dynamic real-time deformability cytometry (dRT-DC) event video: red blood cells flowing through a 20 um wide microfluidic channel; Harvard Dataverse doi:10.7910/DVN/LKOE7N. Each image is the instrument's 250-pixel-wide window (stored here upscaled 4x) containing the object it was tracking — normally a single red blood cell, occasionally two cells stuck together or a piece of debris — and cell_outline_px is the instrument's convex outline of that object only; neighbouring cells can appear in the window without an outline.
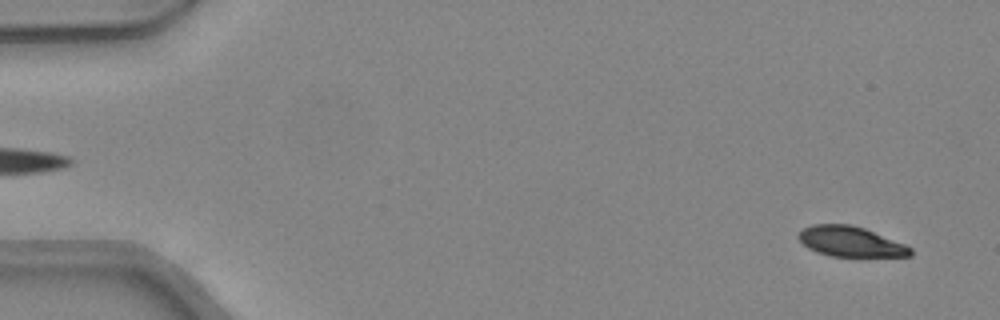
{"species": "common noctule bat (a hibernating species)", "species_latin": "Nyctalus noctula", "temperature_condition": "warm", "stored_images_in_passage": 47, "camera_frame_rate_fps": 3000, "um_per_image_px": 0.085, "animal": {"sex": "female", "body_mass_g": 24.6, "forearm_length_mm": 56.2}, "frame": {"image": 1, "passage_image": 2, "time_ms": 0.333, "image_size_px": [1000, 320], "cell_outline_px": [[912, 256], [832, 256], [816, 252], [808, 248], [796, 236], [804, 228], [812, 224], [848, 224], [864, 228], [904, 244], [912, 248]], "centroid_in_image_um": [72.28, 20.53], "position_along_channel_um": 12.7, "area_um2": 19.48}}
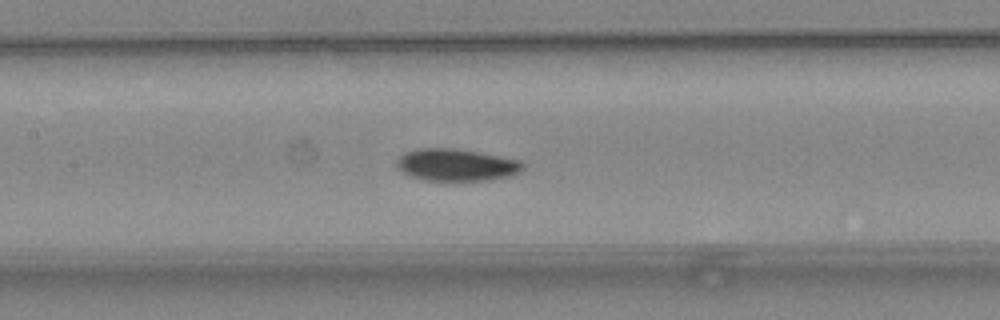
{"frame": {"image": 2, "passage_image": 22, "time_ms": 7.0, "image_size_px": [1000, 320], "cell_outline_px": [[524, 168], [520, 172], [508, 176], [488, 180], [424, 180], [412, 176], [396, 168], [396, 160], [404, 152], [416, 148], [456, 148], [500, 156], [520, 160], [524, 164]], "centroid_in_image_um": [38.77, 14.0], "position_along_channel_um": 168.6, "area_um2": 23.64}}
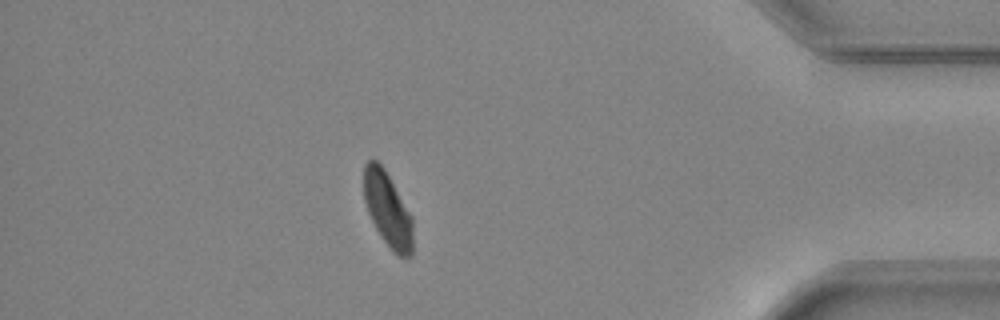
{"frame": {"image": 3, "passage_image": 41, "time_ms": 13.333, "image_size_px": [1000, 320], "cell_outline_px": [[412, 256], [400, 256], [384, 240], [376, 228], [368, 212], [364, 200], [364, 164], [368, 160], [376, 160], [384, 168], [412, 216]], "centroid_in_image_um": [32.94, 17.76], "position_along_channel_um": 402.3, "area_um2": 20.81}, "authors_computed_cell_mechanics": {"area_um2": 22.5998, "velocity_mm_per_s": 4.3635, "shape_relaxation_time_tau1_ms": 2.9433, "shape_relaxation_time_tau2_ms": null, "deformation_change_tau1": 0.129, "deformation_change_tau2": null}}